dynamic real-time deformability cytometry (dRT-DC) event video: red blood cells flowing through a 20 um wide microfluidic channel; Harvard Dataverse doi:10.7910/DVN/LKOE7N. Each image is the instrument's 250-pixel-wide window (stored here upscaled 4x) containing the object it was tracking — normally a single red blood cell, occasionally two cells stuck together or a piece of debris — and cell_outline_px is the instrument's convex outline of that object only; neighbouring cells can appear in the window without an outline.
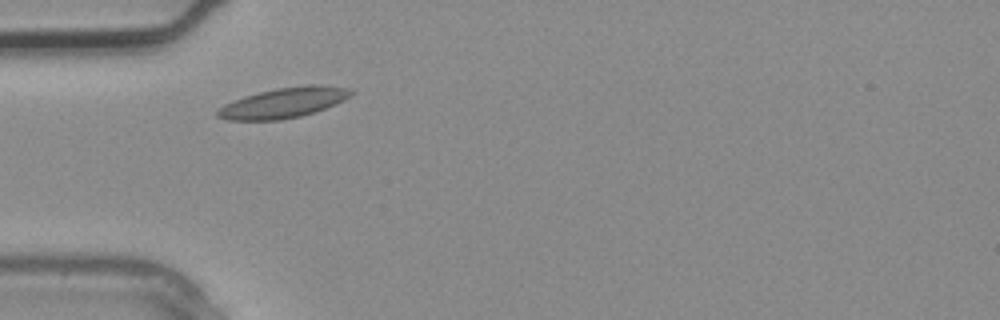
{"species": "common noctule bat (a hibernating species)", "species_latin": "Nyctalus noctula", "temperature_condition": "warm", "stored_images_in_passage": 1, "camera_frame_rate_fps": 3000, "um_per_image_px": 0.085, "animal": {"sex": "male", "body_mass_g": 20.4}, "frame": {"image": 1, "passage_image": 1, "time_ms": 0.0, "image_size_px": [1000, 320], "cell_outline_px": [[356, 92], [352, 96], [336, 104], [316, 112], [300, 116], [280, 120], [228, 120], [216, 116], [216, 112], [224, 104], [244, 96], [276, 88], [308, 84], [316, 84], [348, 88]], "centroid_in_image_um": [24.15, 8.73], "position_along_channel_um": 60.8, "area_um2": 23.64}}